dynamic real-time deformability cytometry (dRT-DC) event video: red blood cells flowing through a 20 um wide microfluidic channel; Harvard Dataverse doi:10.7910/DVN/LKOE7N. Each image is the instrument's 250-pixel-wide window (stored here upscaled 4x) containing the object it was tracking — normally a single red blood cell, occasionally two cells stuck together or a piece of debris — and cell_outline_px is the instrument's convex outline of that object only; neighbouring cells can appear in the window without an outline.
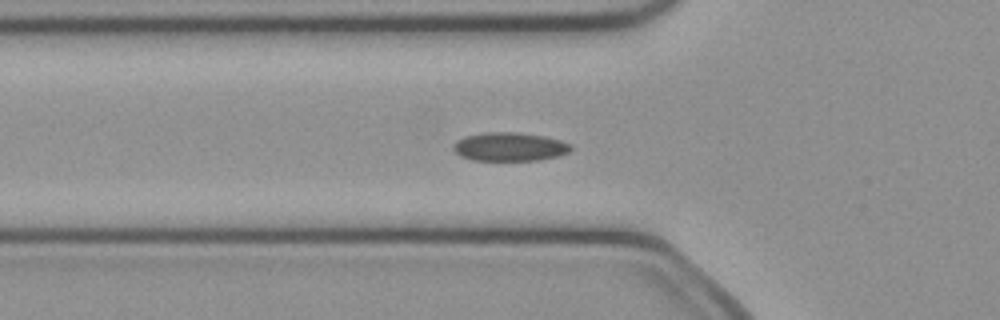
{"species": "common noctule bat (a hibernating species)", "species_latin": "Nyctalus noctula", "temperature_condition": "cold", "stored_images_in_passage": 39, "camera_frame_rate_fps": 3000, "um_per_image_px": 0.085, "animal": {"sex": "female", "body_mass_g": 21.9}, "frame": {"image": 1, "passage_image": 10, "time_ms": 3.0, "image_size_px": [1000, 320], "cell_outline_px": [[572, 148], [568, 152], [560, 156], [540, 160], [472, 160], [460, 156], [452, 148], [452, 144], [456, 140], [464, 136], [484, 132], [520, 132], [544, 136], [560, 140], [572, 144]], "centroid_in_image_um": [43.31, 12.47], "position_along_channel_um": 82.5, "area_um2": 19.88}}
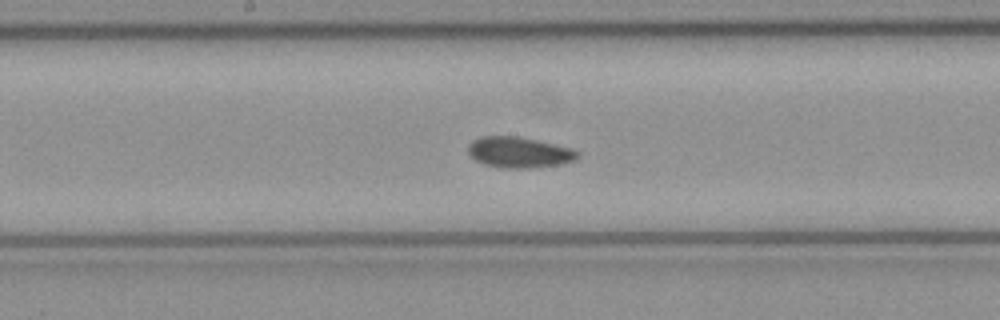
{"frame": {"image": 2, "passage_image": 19, "time_ms": 6.0, "image_size_px": [1000, 320], "cell_outline_px": [[580, 156], [576, 160], [560, 164], [532, 168], [504, 168], [484, 164], [476, 160], [468, 152], [468, 144], [472, 140], [480, 136], [520, 136], [572, 148], [580, 152]], "centroid_in_image_um": [44.14, 12.94], "position_along_channel_um": 204.1, "area_um2": 19.83}}
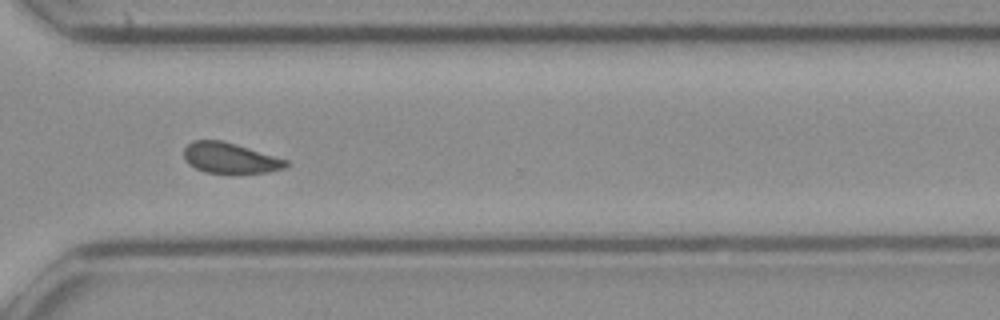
{"frame": {"image": 3, "passage_image": 30, "time_ms": 9.667, "image_size_px": [1000, 320], "cell_outline_px": [[292, 164], [284, 168], [268, 172], [236, 176], [204, 172], [188, 164], [184, 160], [184, 148], [192, 140], [220, 140], [236, 144], [288, 160]], "centroid_in_image_um": [19.57, 13.48], "position_along_channel_um": 351.0, "area_um2": 18.96}, "authors_computed_cell_mechanics": {"area_um2": 19.1896, "velocity_mm_per_s": 4.0131, "shape_relaxation_time_tau1_ms": null, "shape_relaxation_time_tau2_ms": 5.5744, "deformation_change_tau1": null, "deformation_change_tau2": 0.0945}}